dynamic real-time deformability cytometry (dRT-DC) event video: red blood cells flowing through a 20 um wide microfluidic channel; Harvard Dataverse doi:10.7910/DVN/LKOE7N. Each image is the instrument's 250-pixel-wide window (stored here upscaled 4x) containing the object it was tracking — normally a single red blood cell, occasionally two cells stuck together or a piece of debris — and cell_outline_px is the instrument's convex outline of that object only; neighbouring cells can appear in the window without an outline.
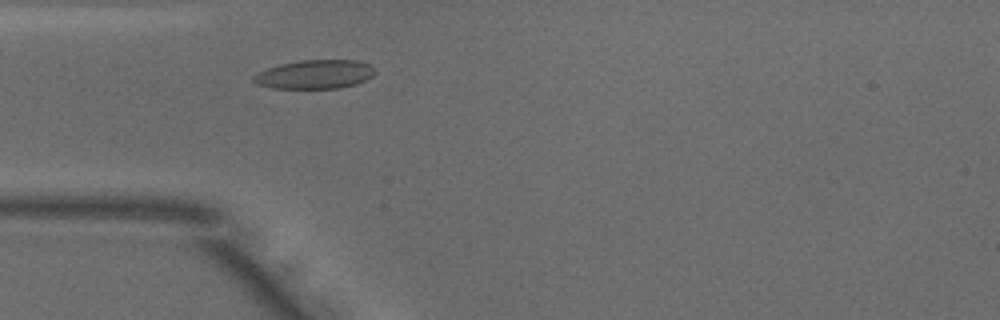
{"species": "common noctule bat (a hibernating species)", "species_latin": "Nyctalus noctula", "temperature_condition": "warm", "stored_images_in_passage": 33, "camera_frame_rate_fps": 3000, "um_per_image_px": 0.085, "animal": {"sex": "male", "body_mass_g": 18.8}, "frame": {"image": 1, "passage_image": 8, "time_ms": 2.333, "image_size_px": [1000, 320], "cell_outline_px": [[376, 72], [372, 76], [356, 84], [340, 88], [272, 88], [256, 84], [252, 80], [252, 76], [268, 68], [280, 64], [300, 60], [356, 60], [368, 64]], "centroid_in_image_um": [26.74, 6.32], "position_along_channel_um": 58.3, "area_um2": 20.29}}
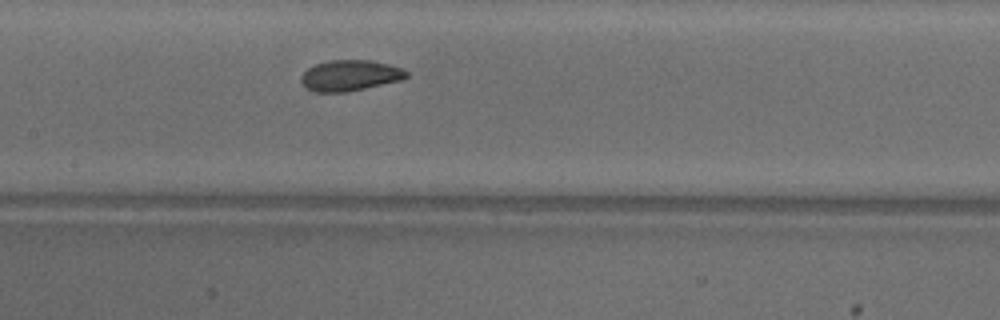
{"frame": {"image": 2, "passage_image": 17, "time_ms": 5.333, "image_size_px": [1000, 320], "cell_outline_px": [[408, 76], [400, 80], [348, 92], [312, 92], [304, 88], [300, 80], [300, 76], [308, 68], [316, 64], [328, 60], [368, 60], [388, 64], [400, 68], [408, 72]], "centroid_in_image_um": [29.69, 6.43], "position_along_channel_um": 177.7, "area_um2": 18.96}}
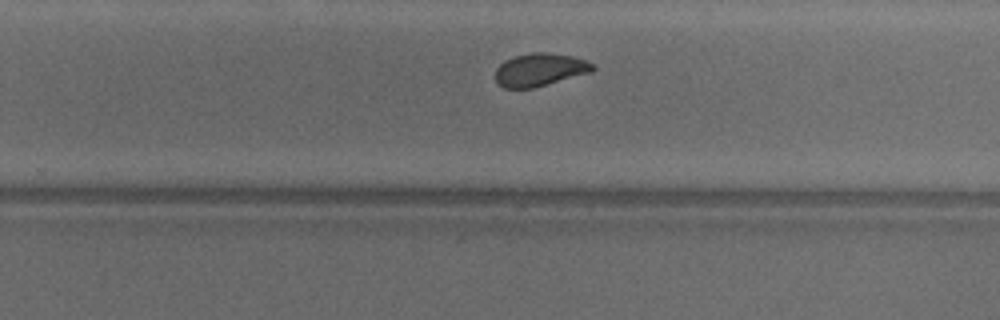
{"frame": {"image": 3, "passage_image": 25, "time_ms": 8.0, "image_size_px": [1000, 320], "cell_outline_px": [[596, 68], [592, 72], [532, 88], [504, 88], [496, 84], [496, 68], [504, 60], [516, 56], [532, 52], [548, 52], [572, 56], [584, 60], [592, 64]], "centroid_in_image_um": [45.86, 5.93], "position_along_channel_um": 283.9, "area_um2": 18.61}, "authors_computed_cell_mechanics": {"area_um2": 19.3052, "velocity_mm_per_s": 3.9968, "shape_relaxation_time_tau1_ms": 8.2757, "shape_relaxation_time_tau2_ms": 1.4962, "deformation_change_tau1": 0.1726, "deformation_change_tau2": 0.0715}}